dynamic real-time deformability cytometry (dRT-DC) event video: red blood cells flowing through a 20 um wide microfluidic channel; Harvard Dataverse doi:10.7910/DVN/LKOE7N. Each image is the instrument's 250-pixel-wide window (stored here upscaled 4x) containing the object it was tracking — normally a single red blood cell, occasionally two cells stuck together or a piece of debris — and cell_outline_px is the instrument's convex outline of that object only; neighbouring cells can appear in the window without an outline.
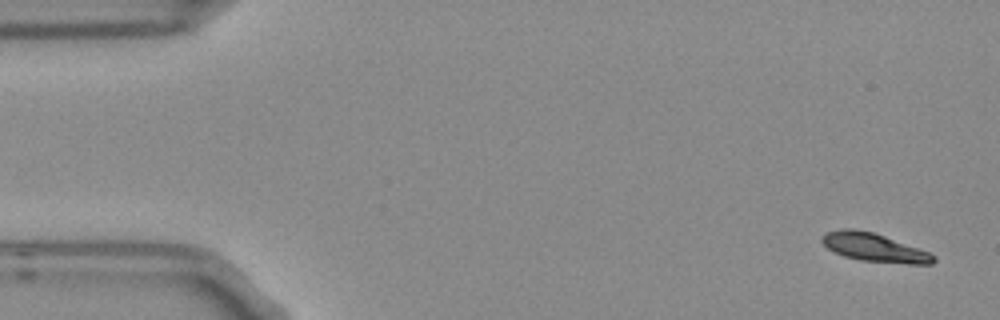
{"species": "Egyptian fruit bat (a non-hibernating species)", "species_latin": "Rousettus aegyptiacus", "temperature_condition": "room temperature", "stored_images_in_passage": 4, "segment_of_instrument_passage": [2, 2], "camera_frame_rate_fps": 3000, "um_per_image_px": 0.085, "frame": {"image": 1, "passage_image": 4, "time_ms": 1.0, "image_size_px": [1000, 320], "cell_outline_px": [[936, 260], [932, 264], [908, 264], [860, 260], [844, 256], [828, 248], [820, 240], [828, 232], [844, 228], [852, 228], [872, 232], [884, 236], [928, 252], [936, 256]], "centroid_in_image_um": [74.33, 21.05], "position_along_channel_um": 10.7, "area_um2": 18.09}}